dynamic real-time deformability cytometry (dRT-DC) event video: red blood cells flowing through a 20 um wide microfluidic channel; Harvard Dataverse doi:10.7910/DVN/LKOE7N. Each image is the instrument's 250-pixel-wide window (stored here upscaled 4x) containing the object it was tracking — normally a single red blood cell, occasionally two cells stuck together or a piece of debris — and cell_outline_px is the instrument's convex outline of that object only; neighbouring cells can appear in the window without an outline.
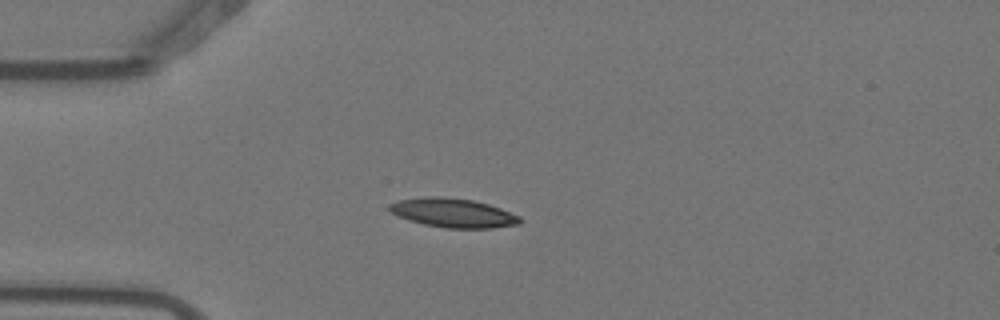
{"species": "Egyptian fruit bat (a non-hibernating species)", "species_latin": "Rousettus aegyptiacus", "temperature_condition": "warm", "stored_images_in_passage": 3, "camera_frame_rate_fps": 3000, "um_per_image_px": 0.085, "animal": {"sex": "female"}, "frame": {"image": 1, "passage_image": 1, "time_ms": 0.0, "image_size_px": [1000, 320], "cell_outline_px": [[520, 224], [492, 228], [444, 228], [424, 224], [408, 220], [396, 216], [388, 208], [388, 204], [400, 200], [428, 196], [440, 196], [472, 200], [488, 204], [500, 208], [520, 216]], "centroid_in_image_um": [38.49, 18.1], "position_along_channel_um": 46.5, "area_um2": 22.08}}
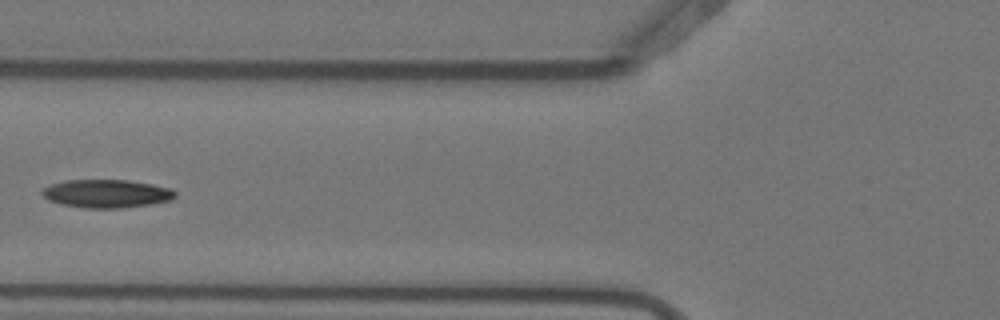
{"frame": {"image": 2, "passage_image": 3, "time_ms": 0.667, "image_size_px": [1000, 320], "cell_outline_px": [[176, 196], [172, 200], [152, 204], [120, 208], [84, 208], [60, 204], [48, 200], [40, 192], [48, 184], [64, 180], [128, 180], [152, 184], [172, 188], [176, 192]], "centroid_in_image_um": [9.06, 16.45], "position_along_channel_um": 116.7, "area_um2": 22.14}}